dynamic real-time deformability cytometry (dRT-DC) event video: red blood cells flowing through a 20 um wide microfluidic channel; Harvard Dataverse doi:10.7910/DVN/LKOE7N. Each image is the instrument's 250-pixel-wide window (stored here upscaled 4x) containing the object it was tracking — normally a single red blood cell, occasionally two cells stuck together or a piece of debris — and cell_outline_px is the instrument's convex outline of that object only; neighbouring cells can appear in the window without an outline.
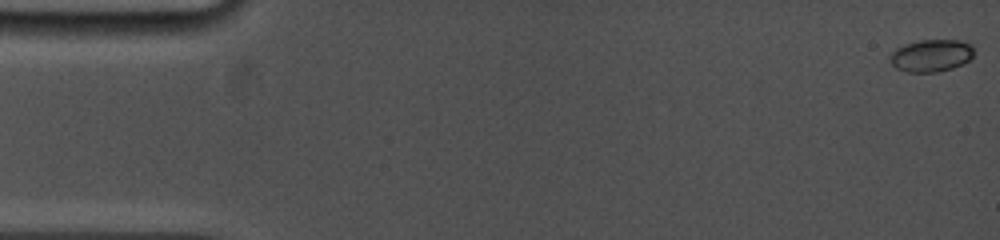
{"species": "common noctule bat (a hibernating species)", "species_latin": "Nyctalus noctula", "temperature_condition": "cold", "stored_images_in_passage": 5, "camera_frame_rate_fps": 5000, "um_per_image_px": 0.085, "animal": {"sex": "female", "body_mass_g": 19.0, "forearm_length_mm": 53.3}, "frame": {"image": 1, "passage_image": 1, "time_ms": 0.0, "image_size_px": [1000, 240], "cell_outline_px": [[972, 56], [968, 60], [952, 68], [936, 72], [908, 72], [896, 68], [892, 64], [888, 56], [896, 48], [908, 44], [924, 40], [956, 40], [972, 44]], "centroid_in_image_um": [79.12, 4.73], "position_along_channel_um": 5.9, "area_um2": 15.49}}
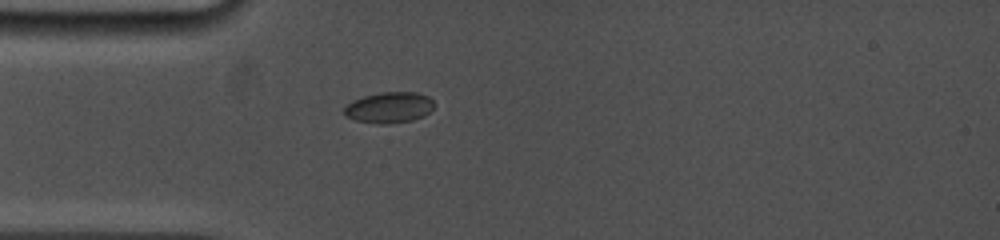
{"frame": {"image": 2, "passage_image": 5, "time_ms": 4.6, "image_size_px": [1000, 240], "cell_outline_px": [[432, 108], [424, 116], [412, 120], [388, 124], [380, 124], [356, 120], [344, 116], [344, 108], [352, 100], [364, 96], [380, 92], [416, 92], [428, 96], [432, 100]], "centroid_in_image_um": [33.05, 9.13], "position_along_channel_um": 51.9, "area_um2": 16.13}}